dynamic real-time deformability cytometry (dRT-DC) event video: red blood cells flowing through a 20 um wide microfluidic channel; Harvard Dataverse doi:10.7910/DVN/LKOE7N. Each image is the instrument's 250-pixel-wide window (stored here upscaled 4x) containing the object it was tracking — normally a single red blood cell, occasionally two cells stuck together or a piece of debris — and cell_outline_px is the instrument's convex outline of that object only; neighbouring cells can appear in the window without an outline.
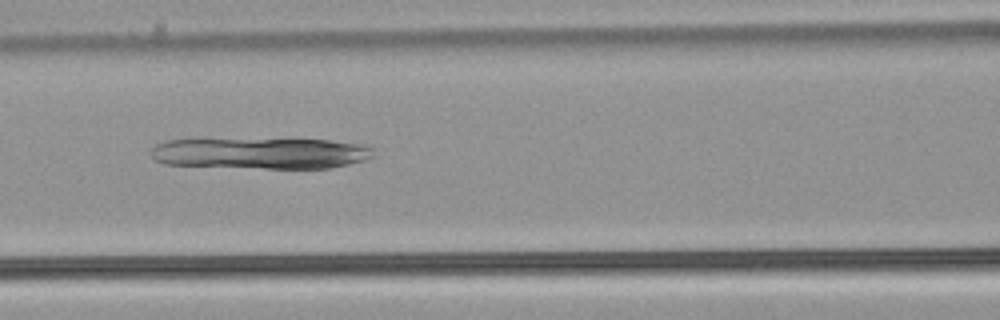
{"species": "common noctule bat (a hibernating species)", "species_latin": "Nyctalus noctula", "temperature_condition": "warm", "stored_images_in_passage": 38, "camera_frame_rate_fps": 3000, "um_per_image_px": 0.085, "animal": {"sex": "male", "body_mass_g": 21.5, "forearm_length_mm": 52.0}, "frame": {"image": 1, "passage_image": 10, "time_ms": 3.0, "image_size_px": [1000, 320], "cell_outline_px": [[372, 156], [364, 160], [348, 164], [328, 168], [264, 168], [164, 164], [156, 160], [152, 156], [152, 148], [156, 144], [168, 140], [328, 140], [368, 144], [372, 148]], "centroid_in_image_um": [22.21, 13.03], "position_along_channel_um": 144.4, "area_um2": 39.77}}